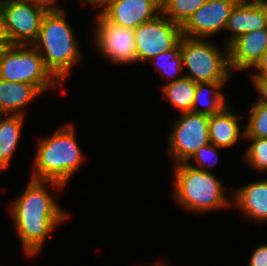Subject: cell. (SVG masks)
Returning <instances> with one entry per match:
<instances>
[{"label": "cell", "instance_id": "1", "mask_svg": "<svg viewBox=\"0 0 267 266\" xmlns=\"http://www.w3.org/2000/svg\"><path fill=\"white\" fill-rule=\"evenodd\" d=\"M50 184L58 190L64 187L55 181L30 178L24 193L17 196L9 206L14 228L28 257L37 255L56 225L70 216L47 190Z\"/></svg>", "mask_w": 267, "mask_h": 266}, {"label": "cell", "instance_id": "2", "mask_svg": "<svg viewBox=\"0 0 267 266\" xmlns=\"http://www.w3.org/2000/svg\"><path fill=\"white\" fill-rule=\"evenodd\" d=\"M84 160L75 128L67 123L51 136L38 140L31 179L55 181L65 186Z\"/></svg>", "mask_w": 267, "mask_h": 266}, {"label": "cell", "instance_id": "3", "mask_svg": "<svg viewBox=\"0 0 267 266\" xmlns=\"http://www.w3.org/2000/svg\"><path fill=\"white\" fill-rule=\"evenodd\" d=\"M65 16L64 9L48 10L33 43L46 68L60 83L68 76L71 67L82 59L74 30Z\"/></svg>", "mask_w": 267, "mask_h": 266}, {"label": "cell", "instance_id": "4", "mask_svg": "<svg viewBox=\"0 0 267 266\" xmlns=\"http://www.w3.org/2000/svg\"><path fill=\"white\" fill-rule=\"evenodd\" d=\"M173 196L187 211L207 212L226 208L230 199L224 195L223 183L212 172L190 166L187 162L175 164Z\"/></svg>", "mask_w": 267, "mask_h": 266}, {"label": "cell", "instance_id": "5", "mask_svg": "<svg viewBox=\"0 0 267 266\" xmlns=\"http://www.w3.org/2000/svg\"><path fill=\"white\" fill-rule=\"evenodd\" d=\"M208 40L181 36L179 43L183 67L190 71L184 76L195 83L228 82L231 75L228 46L225 45L224 52H221Z\"/></svg>", "mask_w": 267, "mask_h": 266}, {"label": "cell", "instance_id": "6", "mask_svg": "<svg viewBox=\"0 0 267 266\" xmlns=\"http://www.w3.org/2000/svg\"><path fill=\"white\" fill-rule=\"evenodd\" d=\"M0 78L34 85L42 94L51 87L61 85L46 68L42 56L33 45H13L1 49Z\"/></svg>", "mask_w": 267, "mask_h": 266}, {"label": "cell", "instance_id": "7", "mask_svg": "<svg viewBox=\"0 0 267 266\" xmlns=\"http://www.w3.org/2000/svg\"><path fill=\"white\" fill-rule=\"evenodd\" d=\"M168 135L173 164L189 161L202 146L209 144V116L194 112L181 113Z\"/></svg>", "mask_w": 267, "mask_h": 266}, {"label": "cell", "instance_id": "8", "mask_svg": "<svg viewBox=\"0 0 267 266\" xmlns=\"http://www.w3.org/2000/svg\"><path fill=\"white\" fill-rule=\"evenodd\" d=\"M0 4L12 45H33L49 9L33 0H2Z\"/></svg>", "mask_w": 267, "mask_h": 266}, {"label": "cell", "instance_id": "9", "mask_svg": "<svg viewBox=\"0 0 267 266\" xmlns=\"http://www.w3.org/2000/svg\"><path fill=\"white\" fill-rule=\"evenodd\" d=\"M137 62H146L174 48L182 36L181 26L162 12L134 29Z\"/></svg>", "mask_w": 267, "mask_h": 266}, {"label": "cell", "instance_id": "10", "mask_svg": "<svg viewBox=\"0 0 267 266\" xmlns=\"http://www.w3.org/2000/svg\"><path fill=\"white\" fill-rule=\"evenodd\" d=\"M96 16L93 34L102 56L115 64L137 62L134 29L110 23L100 12Z\"/></svg>", "mask_w": 267, "mask_h": 266}, {"label": "cell", "instance_id": "11", "mask_svg": "<svg viewBox=\"0 0 267 266\" xmlns=\"http://www.w3.org/2000/svg\"><path fill=\"white\" fill-rule=\"evenodd\" d=\"M239 0H207L181 27L182 35L207 39L225 29L231 10Z\"/></svg>", "mask_w": 267, "mask_h": 266}, {"label": "cell", "instance_id": "12", "mask_svg": "<svg viewBox=\"0 0 267 266\" xmlns=\"http://www.w3.org/2000/svg\"><path fill=\"white\" fill-rule=\"evenodd\" d=\"M97 8L110 23L136 29L161 13V0L102 2Z\"/></svg>", "mask_w": 267, "mask_h": 266}, {"label": "cell", "instance_id": "13", "mask_svg": "<svg viewBox=\"0 0 267 266\" xmlns=\"http://www.w3.org/2000/svg\"><path fill=\"white\" fill-rule=\"evenodd\" d=\"M267 50V28L245 33L228 45L231 71L255 67Z\"/></svg>", "mask_w": 267, "mask_h": 266}, {"label": "cell", "instance_id": "14", "mask_svg": "<svg viewBox=\"0 0 267 266\" xmlns=\"http://www.w3.org/2000/svg\"><path fill=\"white\" fill-rule=\"evenodd\" d=\"M263 28H267V22L258 3L255 0H239L231 10L224 29L231 32L225 39V45L228 46L242 34Z\"/></svg>", "mask_w": 267, "mask_h": 266}, {"label": "cell", "instance_id": "15", "mask_svg": "<svg viewBox=\"0 0 267 266\" xmlns=\"http://www.w3.org/2000/svg\"><path fill=\"white\" fill-rule=\"evenodd\" d=\"M242 116L233 113L227 105L219 113L209 116V141L219 149L233 147L240 138H245ZM241 136V137H240Z\"/></svg>", "mask_w": 267, "mask_h": 266}, {"label": "cell", "instance_id": "16", "mask_svg": "<svg viewBox=\"0 0 267 266\" xmlns=\"http://www.w3.org/2000/svg\"><path fill=\"white\" fill-rule=\"evenodd\" d=\"M233 204L244 216L256 222H267V179L251 182L234 191Z\"/></svg>", "mask_w": 267, "mask_h": 266}, {"label": "cell", "instance_id": "17", "mask_svg": "<svg viewBox=\"0 0 267 266\" xmlns=\"http://www.w3.org/2000/svg\"><path fill=\"white\" fill-rule=\"evenodd\" d=\"M41 94L34 85L0 78V115L25 116L23 108Z\"/></svg>", "mask_w": 267, "mask_h": 266}, {"label": "cell", "instance_id": "18", "mask_svg": "<svg viewBox=\"0 0 267 266\" xmlns=\"http://www.w3.org/2000/svg\"><path fill=\"white\" fill-rule=\"evenodd\" d=\"M24 117L22 115H0V170L10 165L19 145Z\"/></svg>", "mask_w": 267, "mask_h": 266}, {"label": "cell", "instance_id": "19", "mask_svg": "<svg viewBox=\"0 0 267 266\" xmlns=\"http://www.w3.org/2000/svg\"><path fill=\"white\" fill-rule=\"evenodd\" d=\"M227 82H203L197 83L194 94L192 112L208 116L219 113L228 104L226 98L220 92ZM199 104L203 108H199Z\"/></svg>", "mask_w": 267, "mask_h": 266}, {"label": "cell", "instance_id": "20", "mask_svg": "<svg viewBox=\"0 0 267 266\" xmlns=\"http://www.w3.org/2000/svg\"><path fill=\"white\" fill-rule=\"evenodd\" d=\"M196 87L197 83L184 76L181 79L162 85V97L166 98L172 107L179 109L180 114L192 112Z\"/></svg>", "mask_w": 267, "mask_h": 266}, {"label": "cell", "instance_id": "21", "mask_svg": "<svg viewBox=\"0 0 267 266\" xmlns=\"http://www.w3.org/2000/svg\"><path fill=\"white\" fill-rule=\"evenodd\" d=\"M207 0H161V12L172 22L183 26Z\"/></svg>", "mask_w": 267, "mask_h": 266}, {"label": "cell", "instance_id": "22", "mask_svg": "<svg viewBox=\"0 0 267 266\" xmlns=\"http://www.w3.org/2000/svg\"><path fill=\"white\" fill-rule=\"evenodd\" d=\"M149 62L155 64V67L160 72V75L166 76L170 81H176L184 77L180 74L183 69L182 55L180 53V43H178L174 48L166 52L159 53L157 56L153 57Z\"/></svg>", "mask_w": 267, "mask_h": 266}, {"label": "cell", "instance_id": "23", "mask_svg": "<svg viewBox=\"0 0 267 266\" xmlns=\"http://www.w3.org/2000/svg\"><path fill=\"white\" fill-rule=\"evenodd\" d=\"M248 123L244 126L245 136L267 138V104L252 103Z\"/></svg>", "mask_w": 267, "mask_h": 266}, {"label": "cell", "instance_id": "24", "mask_svg": "<svg viewBox=\"0 0 267 266\" xmlns=\"http://www.w3.org/2000/svg\"><path fill=\"white\" fill-rule=\"evenodd\" d=\"M249 146L244 153V161L255 171L267 172V138L245 137Z\"/></svg>", "mask_w": 267, "mask_h": 266}, {"label": "cell", "instance_id": "25", "mask_svg": "<svg viewBox=\"0 0 267 266\" xmlns=\"http://www.w3.org/2000/svg\"><path fill=\"white\" fill-rule=\"evenodd\" d=\"M218 147L215 145H212L211 143L206 144L202 147H200L191 157L190 161H187V163L197 169H202L205 172H208L207 168H211L215 166L218 162ZM211 160V161H210ZM191 161H195L197 163V166L193 165Z\"/></svg>", "mask_w": 267, "mask_h": 266}, {"label": "cell", "instance_id": "26", "mask_svg": "<svg viewBox=\"0 0 267 266\" xmlns=\"http://www.w3.org/2000/svg\"><path fill=\"white\" fill-rule=\"evenodd\" d=\"M252 253L248 266H267V244H261Z\"/></svg>", "mask_w": 267, "mask_h": 266}, {"label": "cell", "instance_id": "27", "mask_svg": "<svg viewBox=\"0 0 267 266\" xmlns=\"http://www.w3.org/2000/svg\"><path fill=\"white\" fill-rule=\"evenodd\" d=\"M10 46H13V45L8 36V32L6 29L5 16H4L2 6L0 4V50L3 48L10 47Z\"/></svg>", "mask_w": 267, "mask_h": 266}, {"label": "cell", "instance_id": "28", "mask_svg": "<svg viewBox=\"0 0 267 266\" xmlns=\"http://www.w3.org/2000/svg\"><path fill=\"white\" fill-rule=\"evenodd\" d=\"M252 82L257 89V92L261 95L258 96L259 104H267V79L264 78H252Z\"/></svg>", "mask_w": 267, "mask_h": 266}, {"label": "cell", "instance_id": "29", "mask_svg": "<svg viewBox=\"0 0 267 266\" xmlns=\"http://www.w3.org/2000/svg\"><path fill=\"white\" fill-rule=\"evenodd\" d=\"M258 70L257 73H251L252 78H264L267 79V50L263 53L260 61L254 67Z\"/></svg>", "mask_w": 267, "mask_h": 266}, {"label": "cell", "instance_id": "30", "mask_svg": "<svg viewBox=\"0 0 267 266\" xmlns=\"http://www.w3.org/2000/svg\"><path fill=\"white\" fill-rule=\"evenodd\" d=\"M33 1H36L39 4L47 7L49 10H52V9H63V8H61V6L56 5L57 4V2H56L57 0H33Z\"/></svg>", "mask_w": 267, "mask_h": 266}, {"label": "cell", "instance_id": "31", "mask_svg": "<svg viewBox=\"0 0 267 266\" xmlns=\"http://www.w3.org/2000/svg\"><path fill=\"white\" fill-rule=\"evenodd\" d=\"M258 5L261 7L263 13H264V16H265V19H266V22H267V0H255Z\"/></svg>", "mask_w": 267, "mask_h": 266}, {"label": "cell", "instance_id": "32", "mask_svg": "<svg viewBox=\"0 0 267 266\" xmlns=\"http://www.w3.org/2000/svg\"><path fill=\"white\" fill-rule=\"evenodd\" d=\"M104 0H80L81 3H87L88 5L98 7Z\"/></svg>", "mask_w": 267, "mask_h": 266}, {"label": "cell", "instance_id": "33", "mask_svg": "<svg viewBox=\"0 0 267 266\" xmlns=\"http://www.w3.org/2000/svg\"><path fill=\"white\" fill-rule=\"evenodd\" d=\"M167 264H164V263H159L158 264H154V265H151V266H166Z\"/></svg>", "mask_w": 267, "mask_h": 266}, {"label": "cell", "instance_id": "34", "mask_svg": "<svg viewBox=\"0 0 267 266\" xmlns=\"http://www.w3.org/2000/svg\"><path fill=\"white\" fill-rule=\"evenodd\" d=\"M113 1H118V0H104L103 2H113Z\"/></svg>", "mask_w": 267, "mask_h": 266}]
</instances>
